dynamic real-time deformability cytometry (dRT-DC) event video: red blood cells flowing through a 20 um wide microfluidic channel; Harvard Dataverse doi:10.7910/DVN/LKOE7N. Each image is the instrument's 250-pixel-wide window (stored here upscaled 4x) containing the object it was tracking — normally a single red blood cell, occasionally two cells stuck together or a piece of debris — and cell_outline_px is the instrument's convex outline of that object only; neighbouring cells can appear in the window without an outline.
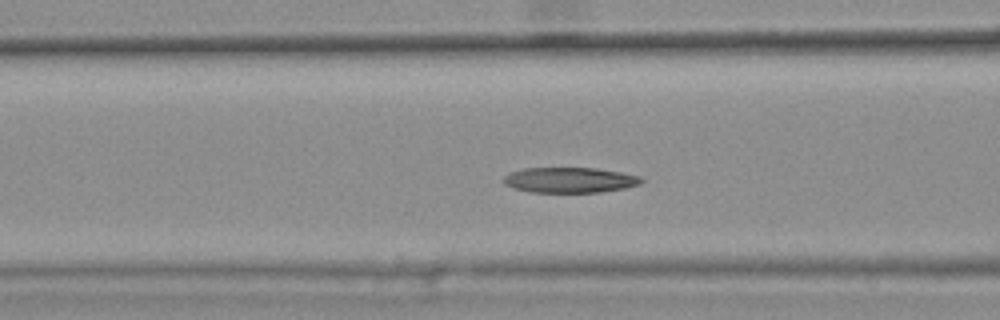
{"species": "common noctule bat (a hibernating species)", "species_latin": "Nyctalus noctula", "temperature_condition": "warm", "stored_images_in_passage": 43, "camera_frame_rate_fps": 3000, "um_per_image_px": 0.085, "animal": {"sex": "female", "body_mass_g": 25.1}, "frame": {"image": 1, "passage_image": 19, "time_ms": 6.0, "image_size_px": [1000, 320], "cell_outline_px": [[644, 180], [640, 184], [624, 188], [600, 192], [528, 192], [512, 188], [504, 184], [500, 180], [508, 172], [524, 168], [596, 168], [620, 172], [640, 176]], "centroid_in_image_um": [48.36, 15.3], "position_along_channel_um": 118.2, "area_um2": 20.58}}
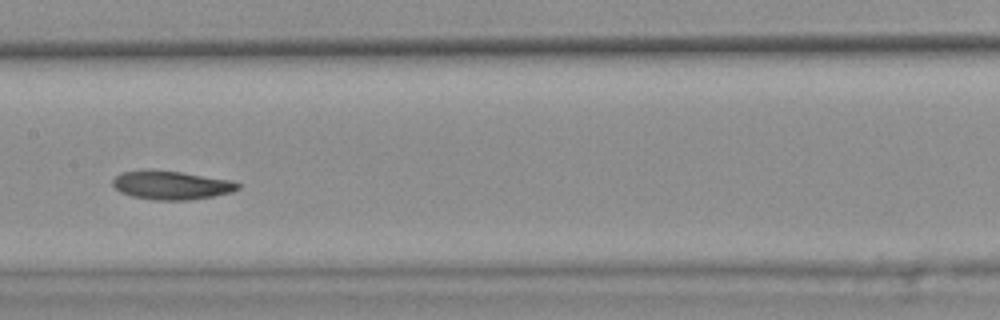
{"frame": {"image": 2, "passage_image": 25, "time_ms": 8.0, "image_size_px": [1000, 320], "cell_outline_px": [[240, 188], [232, 192], [212, 196], [188, 200], [156, 200], [132, 196], [120, 192], [112, 184], [112, 180], [120, 172], [180, 172], [232, 180], [240, 184]], "centroid_in_image_um": [14.61, 15.77], "position_along_channel_um": 192.8, "area_um2": 20.23}, "authors_computed_cell_mechanics": {"area_um2": 21.4438, "velocity_mm_per_s": 3.738, "shape_relaxation_time_tau1_ms": null, "shape_relaxation_time_tau2_ms": 9.5771, "deformation_change_tau1": null, "deformation_change_tau2": 0.1812}}